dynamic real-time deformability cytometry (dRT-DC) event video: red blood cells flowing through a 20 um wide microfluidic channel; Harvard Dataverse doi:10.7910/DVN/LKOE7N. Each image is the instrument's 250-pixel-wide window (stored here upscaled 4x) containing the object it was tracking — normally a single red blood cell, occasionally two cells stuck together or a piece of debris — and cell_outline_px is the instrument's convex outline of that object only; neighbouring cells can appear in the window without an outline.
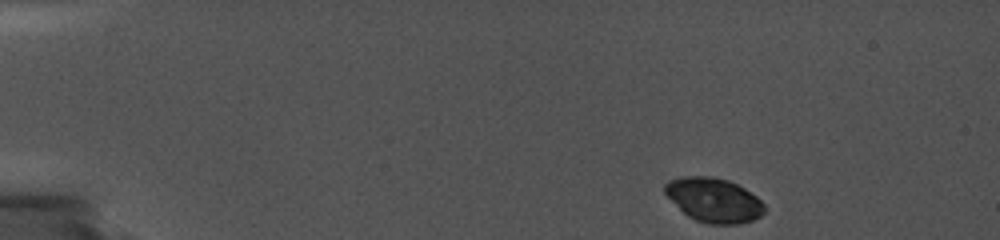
{"species": "common noctule bat (a hibernating species)", "species_latin": "Nyctalus noctula", "temperature_condition": "cold", "stored_images_in_passage": 21, "camera_frame_rate_fps": 5000, "um_per_image_px": 0.085, "animal": {"sex": "female", "body_mass_g": 19.0, "forearm_length_mm": 56.7}, "frame": {"image": 1, "passage_image": 1, "time_ms": 0.0, "image_size_px": [1000, 240], "cell_outline_px": [[768, 208], [760, 216], [752, 220], [740, 224], [708, 224], [696, 220], [688, 216], [664, 192], [664, 184], [668, 180], [684, 176], [712, 176], [728, 180], [744, 188], [756, 196]], "centroid_in_image_um": [60.69, 17.0], "position_along_channel_um": 24.3, "area_um2": 25.66}}
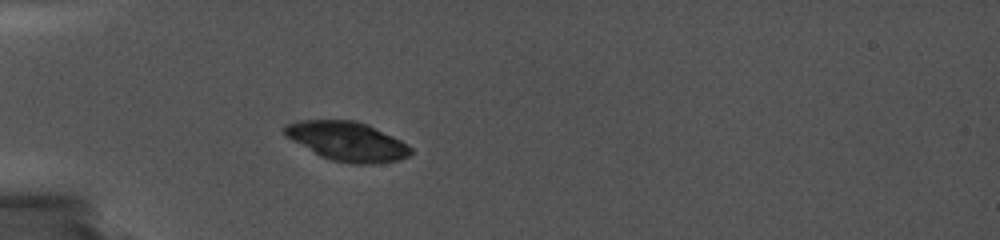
{"frame": {"image": 2, "passage_image": 16, "time_ms": 3.4, "image_size_px": [1000, 240], "cell_outline_px": [[412, 152], [408, 156], [400, 160], [372, 164], [348, 164], [332, 160], [320, 156], [292, 140], [284, 132], [284, 124], [300, 120], [356, 120], [368, 124], [408, 144], [412, 148]], "centroid_in_image_um": [29.53, 12.01], "position_along_channel_um": 55.5, "area_um2": 28.84}}